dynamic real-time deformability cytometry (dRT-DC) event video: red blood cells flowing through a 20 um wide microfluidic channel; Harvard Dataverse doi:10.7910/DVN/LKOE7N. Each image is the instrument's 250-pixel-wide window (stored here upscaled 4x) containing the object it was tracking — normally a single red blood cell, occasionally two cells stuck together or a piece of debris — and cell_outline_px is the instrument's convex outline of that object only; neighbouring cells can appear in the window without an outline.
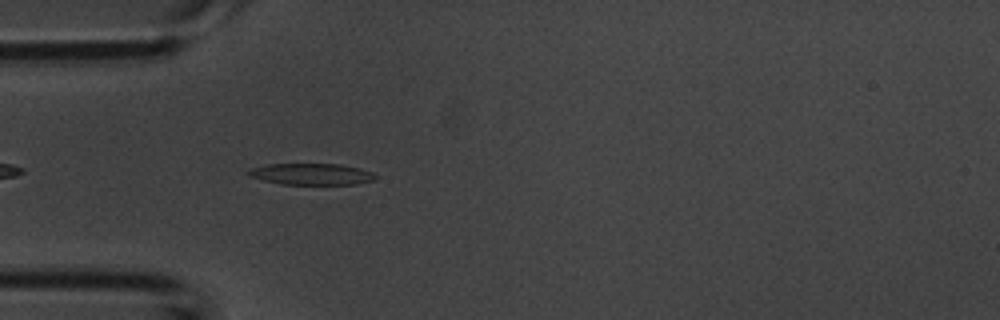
{"species": "common noctule bat (a hibernating species)", "species_latin": "Nyctalus noctula", "temperature_condition": "room temperature", "stored_images_in_passage": 42, "camera_frame_rate_fps": 3000, "um_per_image_px": 0.085, "animal": {"sex": "male", "body_mass_g": 20.1, "forearm_length_mm": 53.5}, "frame": {"image": 1, "passage_image": 4, "time_ms": 1.0, "image_size_px": [1000, 320], "cell_outline_px": [[376, 180], [356, 184], [280, 184], [248, 176], [244, 172], [248, 168], [268, 164], [340, 164], [360, 168], [372, 172], [376, 176]], "centroid_in_image_um": [26.43, 14.79], "position_along_channel_um": 58.6, "area_um2": 16.01}}
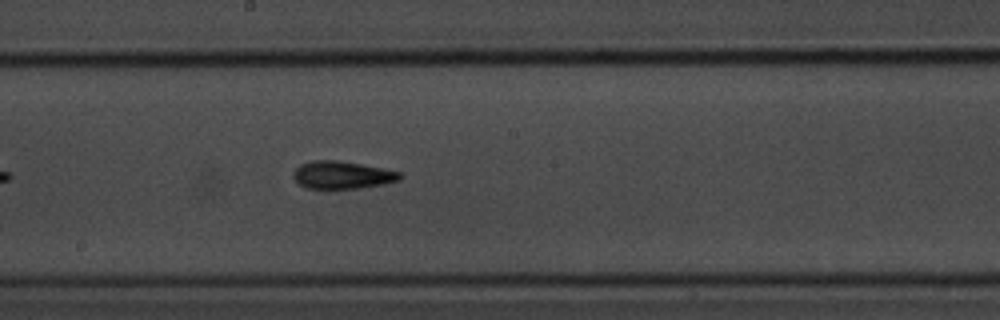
{"frame": {"image": 2, "passage_image": 17, "time_ms": 5.333, "image_size_px": [1000, 320], "cell_outline_px": [[400, 180], [380, 184], [356, 188], [308, 188], [300, 184], [292, 176], [296, 168], [300, 164], [312, 160], [336, 160], [384, 168], [400, 172]], "centroid_in_image_um": [29.06, 14.86], "position_along_channel_um": 219.1, "area_um2": 16.82}}
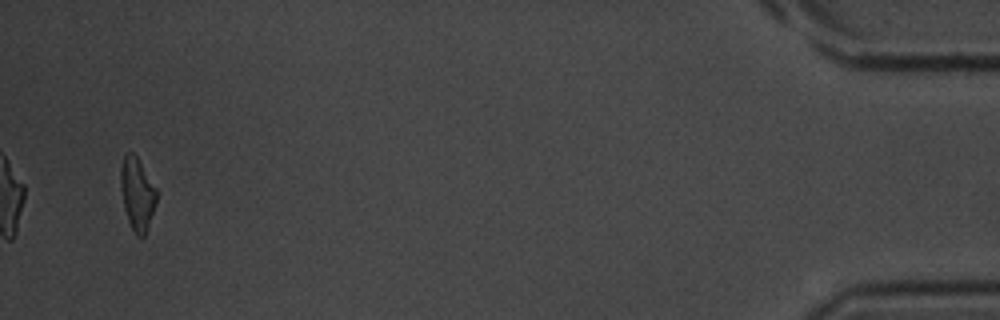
{"frame": {"image": 3, "passage_image": 40, "time_ms": 13.0, "image_size_px": [1000, 320], "cell_outline_px": [[156, 204], [144, 236], [136, 236], [128, 220], [124, 208], [120, 188], [120, 168], [124, 156], [128, 152], [132, 152], [136, 156], [156, 188]], "centroid_in_image_um": [11.64, 16.47], "position_along_channel_um": 423.6, "area_um2": 14.97}, "authors_computed_cell_mechanics": {"area_um2": 16.1551, "velocity_mm_per_s": 3.7596, "shape_relaxation_time_tau1_ms": 3.3017, "shape_relaxation_time_tau2_ms": 4.2601, "deformation_change_tau1": 0.1564, "deformation_change_tau2": 0.1334}}